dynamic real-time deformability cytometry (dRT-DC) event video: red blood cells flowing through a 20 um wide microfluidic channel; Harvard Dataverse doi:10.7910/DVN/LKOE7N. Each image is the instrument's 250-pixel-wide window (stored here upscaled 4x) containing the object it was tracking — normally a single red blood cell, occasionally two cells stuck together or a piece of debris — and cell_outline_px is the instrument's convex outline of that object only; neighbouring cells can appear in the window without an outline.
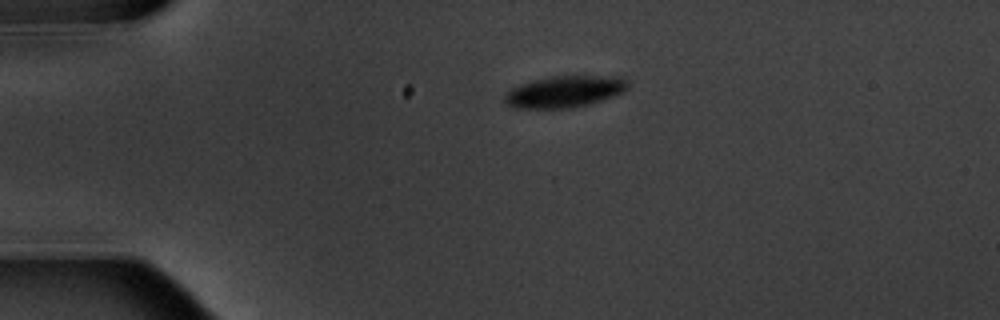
{"species": "common noctule bat (a hibernating species)", "species_latin": "Nyctalus noctula", "temperature_condition": "warm", "stored_images_in_passage": 2, "camera_frame_rate_fps": 3000, "um_per_image_px": 0.085, "animal": {"sex": "male", "body_mass_g": 20.1, "forearm_length_mm": 53.5}, "frame": {"image": 1, "passage_image": 1, "time_ms": 0.0, "image_size_px": [1000, 320], "cell_outline_px": [[628, 88], [624, 92], [588, 104], [572, 108], [512, 108], [504, 100], [504, 96], [512, 88], [520, 84], [532, 80], [548, 76], [624, 76], [628, 80]], "centroid_in_image_um": [48.01, 7.77], "position_along_channel_um": 37.0, "area_um2": 22.77}}